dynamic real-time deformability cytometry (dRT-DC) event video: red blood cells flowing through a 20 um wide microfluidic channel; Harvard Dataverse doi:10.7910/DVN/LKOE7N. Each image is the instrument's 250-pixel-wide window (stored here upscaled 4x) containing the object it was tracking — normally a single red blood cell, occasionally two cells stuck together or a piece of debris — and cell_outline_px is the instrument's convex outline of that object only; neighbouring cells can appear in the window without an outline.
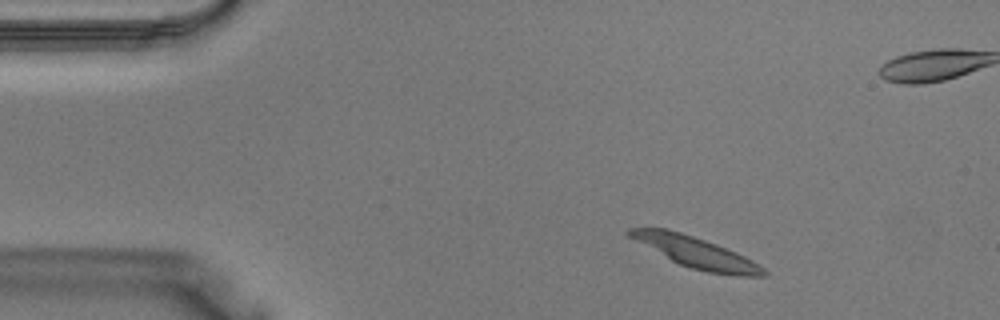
{"species": "Egyptian fruit bat (a non-hibernating species)", "species_latin": "Rousettus aegyptiacus", "temperature_condition": "warm", "stored_images_in_passage": 37, "camera_frame_rate_fps": 3000, "um_per_image_px": 0.085, "animal": {"sex": "male"}, "frame": {"image": 1, "passage_image": 3, "time_ms": 0.667, "image_size_px": [1000, 320], "cell_outline_px": [[768, 276], [736, 276], [708, 272], [692, 268], [680, 264], [672, 260], [628, 236], [624, 232], [628, 228], [668, 228], [716, 244], [736, 252], [760, 264], [768, 272]], "centroid_in_image_um": [59.19, 21.45], "position_along_channel_um": 25.8, "area_um2": 23.81}}
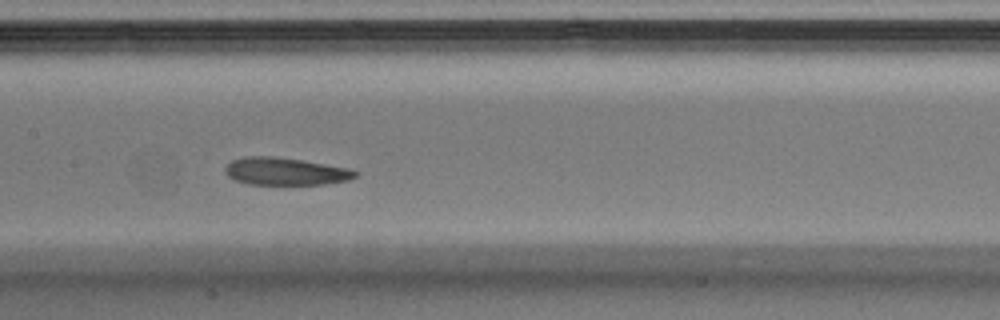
{"frame": {"image": 2, "passage_image": 16, "time_ms": 5.0, "image_size_px": [1000, 320], "cell_outline_px": [[356, 176], [348, 180], [324, 184], [248, 184], [236, 180], [228, 176], [224, 172], [224, 168], [232, 160], [244, 156], [272, 156], [300, 160], [348, 168], [356, 172]], "centroid_in_image_um": [24.2, 14.56], "position_along_channel_um": 183.2, "area_um2": 20.58}}
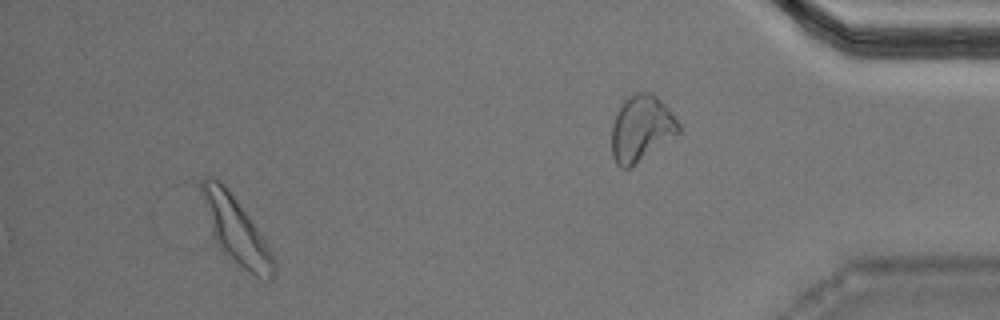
{"frame": {"image": 3, "passage_image": 34, "time_ms": 11.0, "image_size_px": [1000, 320], "cell_outline_px": [[276, 272], [268, 280], [256, 276], [236, 268], [216, 244], [212, 236], [196, 184], [200, 180], [208, 176], [212, 176], [220, 180], [224, 184], [248, 216], [264, 240], [276, 264]], "centroid_in_image_um": [19.95, 19.56], "position_along_channel_um": 415.2, "area_um2": 28.5}}